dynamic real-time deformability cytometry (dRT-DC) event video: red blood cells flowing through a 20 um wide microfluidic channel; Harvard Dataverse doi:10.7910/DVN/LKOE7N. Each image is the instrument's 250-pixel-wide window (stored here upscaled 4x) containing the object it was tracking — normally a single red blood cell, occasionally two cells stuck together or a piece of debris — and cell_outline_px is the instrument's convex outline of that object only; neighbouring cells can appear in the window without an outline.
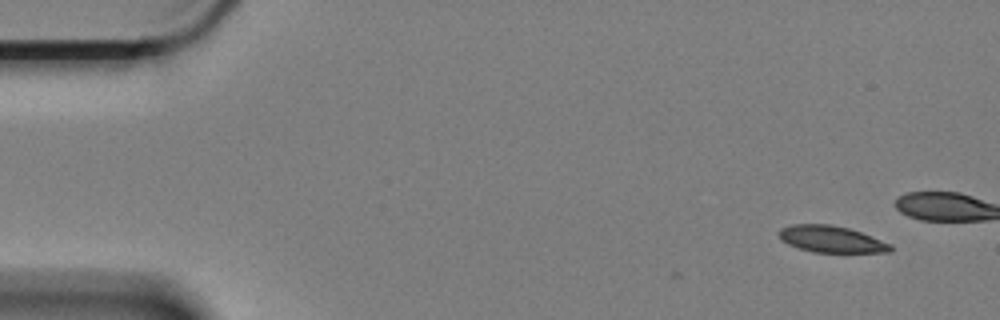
{"species": "Egyptian fruit bat (a non-hibernating species)", "species_latin": "Rousettus aegyptiacus", "temperature_condition": "cold", "stored_images_in_passage": 4, "camera_frame_rate_fps": 3000, "um_per_image_px": 0.085, "animal": {"sex": "female"}, "frame": {"image": 1, "passage_image": 4, "time_ms": 1.0, "image_size_px": [1000, 320], "cell_outline_px": [[892, 252], [812, 252], [788, 244], [780, 240], [780, 228], [792, 224], [832, 224], [848, 228], [860, 232], [892, 244]], "centroid_in_image_um": [70.66, 20.32], "position_along_channel_um": 14.3, "area_um2": 17.22}}